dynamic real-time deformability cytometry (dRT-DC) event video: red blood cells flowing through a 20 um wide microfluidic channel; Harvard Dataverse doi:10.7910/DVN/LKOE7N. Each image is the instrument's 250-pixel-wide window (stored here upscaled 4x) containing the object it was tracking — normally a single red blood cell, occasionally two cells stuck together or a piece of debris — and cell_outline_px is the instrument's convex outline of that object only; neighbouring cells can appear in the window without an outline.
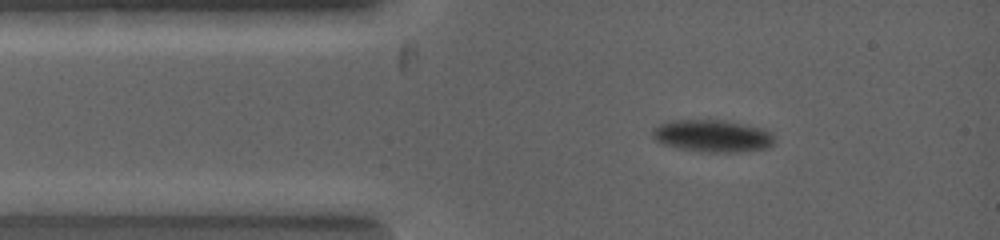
{"species": "common noctule bat (a hibernating species)", "species_latin": "Nyctalus noctula", "temperature_condition": "warm", "stored_images_in_passage": 2, "camera_frame_rate_fps": 5000, "um_per_image_px": 0.085, "animal": {"sex": "female", "body_mass_g": 19.0, "forearm_length_mm": 53.3}, "frame": {"image": 1, "passage_image": 1, "time_ms": 0.0, "image_size_px": [1000, 240], "cell_outline_px": [[776, 140], [768, 148], [740, 152], [708, 152], [680, 148], [660, 144], [652, 136], [652, 128], [660, 124], [672, 120], [728, 120], [748, 124], [764, 128], [772, 132]], "centroid_in_image_um": [60.6, 11.54], "position_along_channel_um": 24.4, "area_um2": 23.29}}